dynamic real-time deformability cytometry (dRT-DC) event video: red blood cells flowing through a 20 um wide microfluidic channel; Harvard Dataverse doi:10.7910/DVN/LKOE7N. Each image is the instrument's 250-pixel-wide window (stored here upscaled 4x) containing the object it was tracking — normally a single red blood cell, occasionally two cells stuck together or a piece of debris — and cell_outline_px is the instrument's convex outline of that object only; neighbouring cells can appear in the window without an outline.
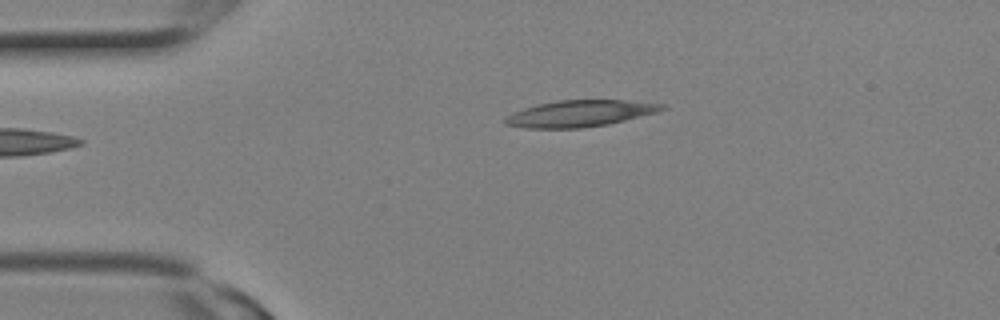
{"species": "Egyptian fruit bat (a non-hibernating species)", "species_latin": "Rousettus aegyptiacus", "temperature_condition": "room temperature", "stored_images_in_passage": 3, "camera_frame_rate_fps": 3000, "um_per_image_px": 0.085, "animal": {"sex": "female"}, "frame": {"image": 1, "passage_image": 1, "time_ms": 0.0, "image_size_px": [1000, 320], "cell_outline_px": [[668, 108], [656, 112], [608, 124], [580, 128], [524, 128], [504, 124], [504, 120], [512, 112], [536, 104], [556, 100], [624, 100], [664, 104]], "centroid_in_image_um": [49.26, 9.64], "position_along_channel_um": 35.7, "area_um2": 24.1}}